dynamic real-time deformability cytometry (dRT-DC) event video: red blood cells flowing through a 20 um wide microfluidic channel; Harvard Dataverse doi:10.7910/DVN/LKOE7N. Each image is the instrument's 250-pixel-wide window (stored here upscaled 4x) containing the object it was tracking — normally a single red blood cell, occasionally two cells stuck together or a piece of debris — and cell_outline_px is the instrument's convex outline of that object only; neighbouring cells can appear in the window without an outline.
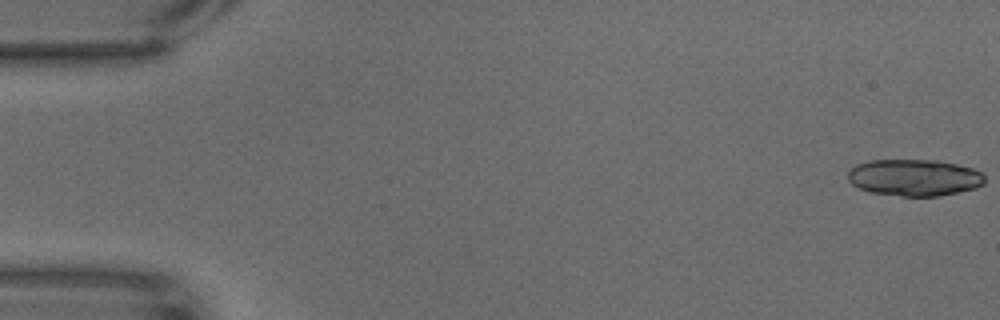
{"species": "common noctule bat (a hibernating species)", "species_latin": "Nyctalus noctula", "temperature_condition": "warm", "stored_images_in_passage": 24, "camera_frame_rate_fps": 3000, "um_per_image_px": 0.085, "animal": {"sex": "male", "body_mass_g": 18.8}, "frame": {"image": 1, "passage_image": 1, "time_ms": 0.0, "image_size_px": [1000, 320], "cell_outline_px": [[984, 184], [976, 188], [940, 196], [904, 196], [868, 192], [852, 184], [848, 180], [848, 172], [856, 164], [868, 160], [936, 160], [956, 164], [972, 168], [980, 172], [984, 176]], "centroid_in_image_um": [77.7, 15.09], "position_along_channel_um": 7.3, "area_um2": 29.3}}
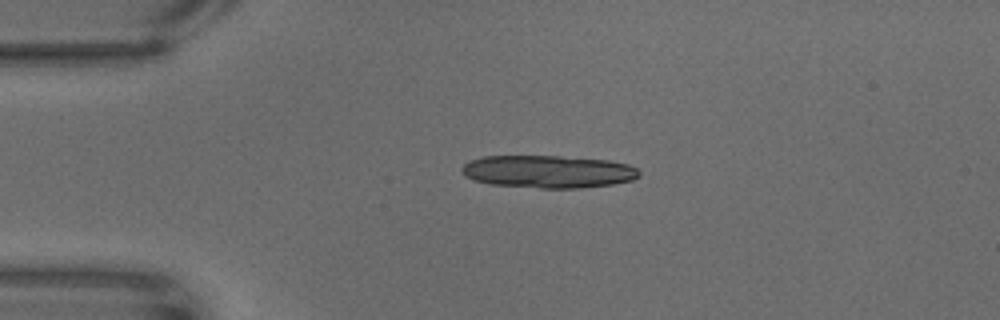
{"frame": {"image": 2, "passage_image": 15, "time_ms": 4.667, "image_size_px": [1000, 320], "cell_outline_px": [[640, 176], [632, 180], [612, 184], [580, 188], [540, 188], [492, 184], [472, 180], [460, 168], [464, 164], [472, 160], [484, 156], [560, 156], [608, 160], [628, 164], [636, 168], [640, 172]], "centroid_in_image_um": [46.62, 14.58], "position_along_channel_um": 38.4, "area_um2": 33.58}}